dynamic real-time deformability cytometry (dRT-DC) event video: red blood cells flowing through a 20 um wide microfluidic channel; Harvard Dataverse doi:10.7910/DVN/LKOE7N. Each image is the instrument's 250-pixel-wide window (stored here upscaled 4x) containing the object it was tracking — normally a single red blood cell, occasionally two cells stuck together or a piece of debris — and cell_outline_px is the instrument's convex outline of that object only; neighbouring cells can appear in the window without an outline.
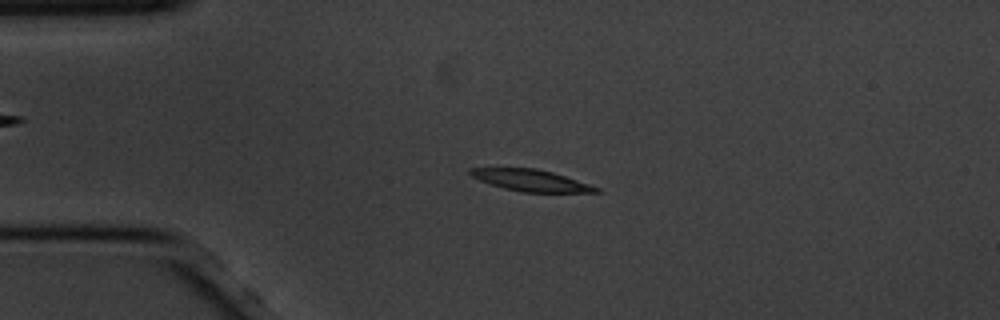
{"species": "common noctule bat (a hibernating species)", "species_latin": "Nyctalus noctula", "temperature_condition": "cold", "stored_images_in_passage": 48, "camera_frame_rate_fps": 3000, "um_per_image_px": 0.085, "animal": {"sex": "male", "body_mass_g": 20.1, "forearm_length_mm": 53.5}, "frame": {"image": 1, "passage_image": 3, "time_ms": 0.667, "image_size_px": [1000, 320], "cell_outline_px": [[600, 192], [520, 192], [504, 188], [480, 180], [472, 176], [468, 172], [468, 168], [536, 168], [552, 172], [600, 188]], "centroid_in_image_um": [45.1, 15.33], "position_along_channel_um": 39.9, "area_um2": 15.55}}
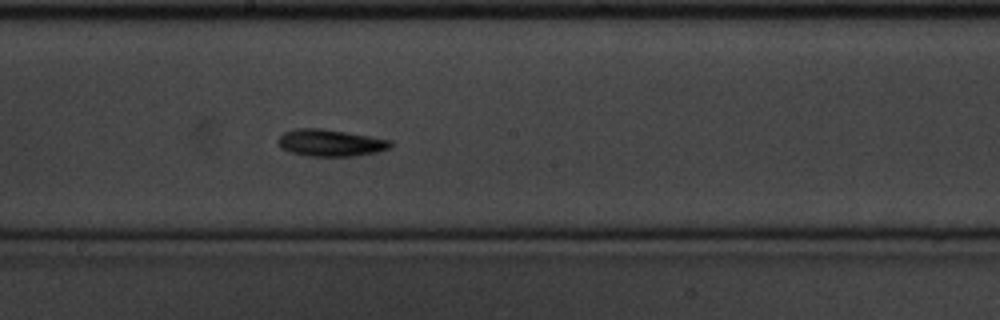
{"frame": {"image": 2, "passage_image": 21, "time_ms": 6.667, "image_size_px": [1000, 320], "cell_outline_px": [[392, 144], [388, 148], [376, 152], [352, 156], [304, 156], [288, 152], [280, 148], [276, 140], [284, 132], [296, 128], [324, 128], [392, 140]], "centroid_in_image_um": [28.02, 12.14], "position_along_channel_um": 220.2, "area_um2": 17.8}}
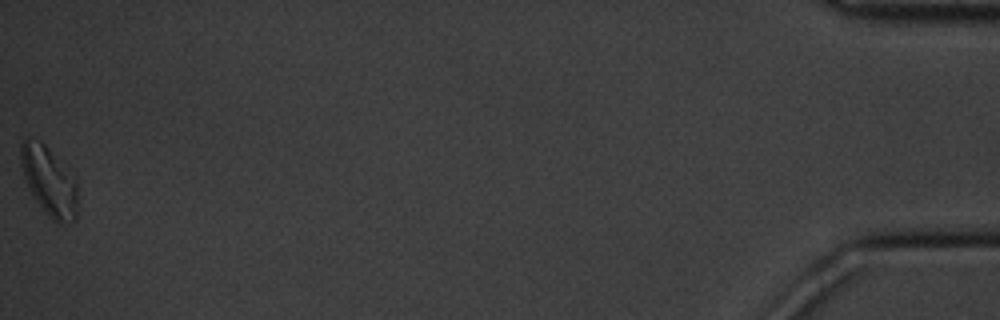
{"frame": {"image": 3, "passage_image": 48, "time_ms": 15.667, "image_size_px": [1000, 320], "cell_outline_px": [[76, 220], [68, 224], [60, 224], [52, 220], [48, 216], [32, 196], [28, 188], [20, 164], [20, 144], [28, 136], [40, 140], [68, 164], [76, 180]], "centroid_in_image_um": [4.18, 15.35], "position_along_channel_um": 431.0, "area_um2": 23.7}, "authors_computed_cell_mechanics": {"area_um2": 16.7331, "velocity_mm_per_s": 3.4222, "shape_relaxation_time_tau1_ms": 2.6204, "shape_relaxation_time_tau2_ms": 6.0648, "deformation_change_tau1": 0.1241, "deformation_change_tau2": 0.1175}}